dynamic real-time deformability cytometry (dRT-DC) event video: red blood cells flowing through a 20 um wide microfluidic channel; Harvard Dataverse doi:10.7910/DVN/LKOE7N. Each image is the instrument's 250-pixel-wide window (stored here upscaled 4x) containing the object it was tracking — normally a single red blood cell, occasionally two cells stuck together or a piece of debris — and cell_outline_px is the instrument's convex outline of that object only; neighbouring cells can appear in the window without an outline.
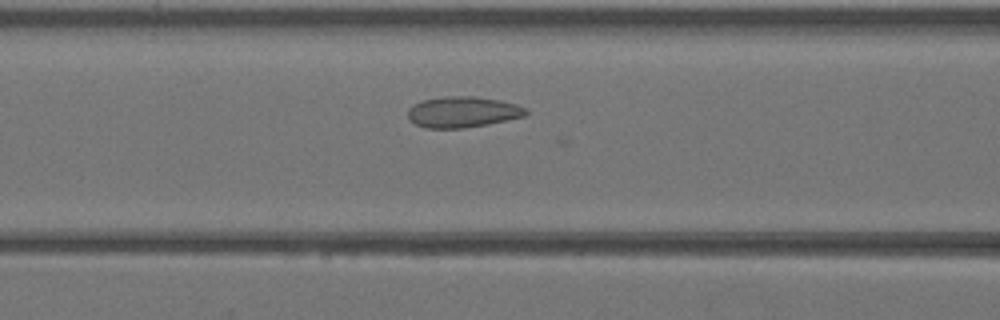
{"species": "Egyptian fruit bat (a non-hibernating species)", "species_latin": "Rousettus aegyptiacus", "temperature_condition": "warm", "stored_images_in_passage": 16, "camera_frame_rate_fps": 3000, "um_per_image_px": 0.085, "animal": {"sex": "female"}, "frame": {"image": 1, "passage_image": 12, "time_ms": 3.667, "image_size_px": [1000, 320], "cell_outline_px": [[528, 112], [524, 116], [488, 124], [464, 128], [424, 128], [416, 124], [408, 116], [408, 108], [412, 104], [424, 100], [444, 96], [472, 96], [500, 100], [516, 104], [524, 108]], "centroid_in_image_um": [39.3, 9.52], "position_along_channel_um": 127.3, "area_um2": 21.15}}